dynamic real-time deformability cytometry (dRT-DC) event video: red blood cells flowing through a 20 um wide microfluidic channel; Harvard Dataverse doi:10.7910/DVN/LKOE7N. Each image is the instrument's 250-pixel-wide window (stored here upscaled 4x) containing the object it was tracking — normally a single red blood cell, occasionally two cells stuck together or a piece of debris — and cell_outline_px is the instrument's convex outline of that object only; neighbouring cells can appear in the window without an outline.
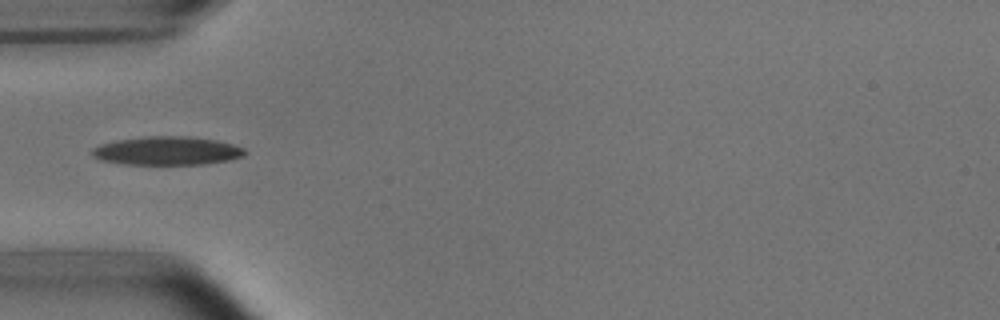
{"species": "common noctule bat (a hibernating species)", "species_latin": "Nyctalus noctula", "temperature_condition": "room temperature", "stored_images_in_passage": 1, "camera_frame_rate_fps": 3000, "um_per_image_px": 0.085, "animal": {"sex": "male", "body_mass_g": 15.6}, "frame": {"image": 1, "passage_image": 1, "time_ms": 0.0, "image_size_px": [1000, 320], "cell_outline_px": [[248, 152], [244, 156], [232, 160], [204, 164], [124, 164], [104, 160], [96, 156], [92, 152], [92, 148], [100, 144], [116, 140], [144, 136], [192, 136], [216, 140], [232, 144], [244, 148]], "centroid_in_image_um": [14.28, 12.81], "position_along_channel_um": 70.7, "area_um2": 25.43}}